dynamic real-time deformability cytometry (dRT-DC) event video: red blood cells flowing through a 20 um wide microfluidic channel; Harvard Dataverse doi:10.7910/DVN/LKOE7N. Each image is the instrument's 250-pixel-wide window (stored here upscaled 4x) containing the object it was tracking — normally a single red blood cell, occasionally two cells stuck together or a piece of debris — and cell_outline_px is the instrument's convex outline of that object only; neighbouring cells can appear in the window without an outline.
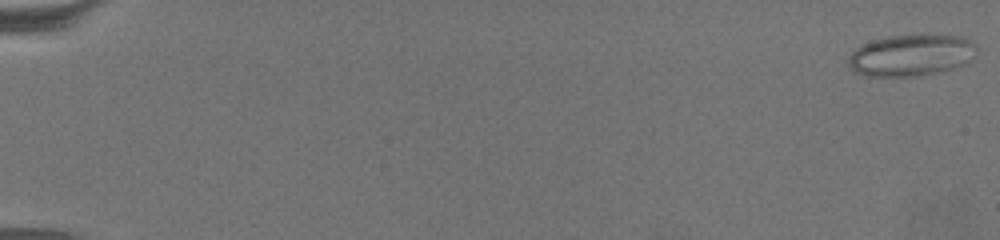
{"species": "common noctule bat (a hibernating species)", "species_latin": "Nyctalus noctula", "temperature_condition": "warm", "stored_images_in_passage": 70, "camera_frame_rate_fps": 3000, "um_per_image_px": 0.085, "animal": {"sex": "female", "body_mass_g": 19.5, "forearm_length_mm": 54.1}, "frame": {"image": 1, "passage_image": 1, "time_ms": 0.0, "image_size_px": [1000, 240], "cell_outline_px": [[976, 48], [968, 60], [964, 64], [932, 72], [912, 76], [868, 76], [856, 72], [848, 64], [848, 56], [856, 48], [864, 44], [876, 40], [892, 36], [960, 36], [976, 44]], "centroid_in_image_um": [77.38, 4.7], "position_along_channel_um": 7.6, "area_um2": 29.82}}
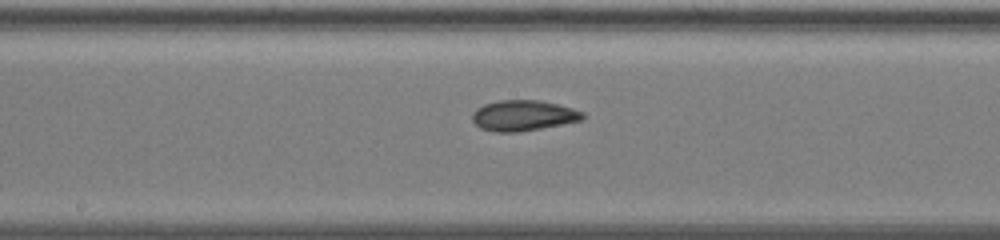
{"frame": {"image": 2, "passage_image": 40, "time_ms": 13.0, "image_size_px": [1000, 240], "cell_outline_px": [[584, 120], [540, 128], [516, 132], [496, 132], [480, 128], [472, 120], [472, 112], [476, 108], [484, 104], [500, 100], [540, 100], [572, 108], [584, 112]], "centroid_in_image_um": [44.46, 9.81], "position_along_channel_um": 203.7, "area_um2": 19.65}}
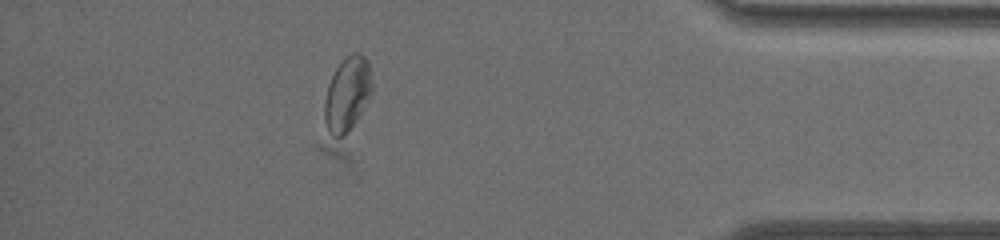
{"frame": {"image": 3, "passage_image": 63, "time_ms": 20.667, "image_size_px": [1000, 240], "cell_outline_px": [[372, 92], [356, 120], [348, 132], [344, 136], [332, 136], [328, 132], [324, 120], [324, 104], [328, 84], [336, 68], [352, 52], [360, 52], [368, 60], [372, 84]], "centroid_in_image_um": [29.51, 7.99], "position_along_channel_um": 405.7, "area_um2": 20.35}, "authors_computed_cell_mechanics": {"area_um2": 20.3167, "velocity_mm_per_s": 3.0784, "shape_relaxation_time_tau1_ms": null, "shape_relaxation_time_tau2_ms": 2.6995, "deformation_change_tau1": null, "deformation_change_tau2": 0.0759}}